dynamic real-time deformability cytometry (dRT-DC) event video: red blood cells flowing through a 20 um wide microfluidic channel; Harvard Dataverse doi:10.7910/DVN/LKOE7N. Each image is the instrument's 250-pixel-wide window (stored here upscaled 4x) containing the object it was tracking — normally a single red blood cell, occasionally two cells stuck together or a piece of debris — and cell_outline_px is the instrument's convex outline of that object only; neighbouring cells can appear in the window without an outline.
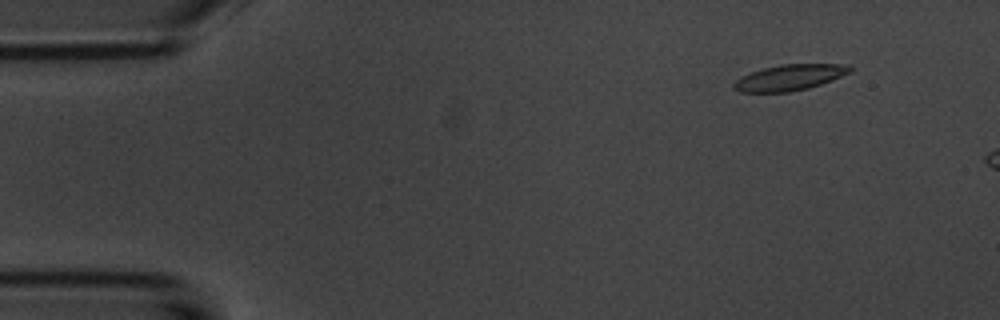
{"species": "common noctule bat (a hibernating species)", "species_latin": "Nyctalus noctula", "temperature_condition": "room temperature", "stored_images_in_passage": 4, "camera_frame_rate_fps": 3000, "um_per_image_px": 0.085, "animal": {"sex": "male", "body_mass_g": 20.1, "forearm_length_mm": 53.5}, "frame": {"image": 1, "passage_image": 2, "time_ms": 1.0, "image_size_px": [1000, 320], "cell_outline_px": [[852, 72], [832, 80], [808, 88], [788, 92], [740, 92], [732, 88], [732, 84], [736, 80], [752, 72], [764, 68], [780, 64], [848, 64], [852, 68]], "centroid_in_image_um": [67.14, 6.58], "position_along_channel_um": 17.9, "area_um2": 17.46}}